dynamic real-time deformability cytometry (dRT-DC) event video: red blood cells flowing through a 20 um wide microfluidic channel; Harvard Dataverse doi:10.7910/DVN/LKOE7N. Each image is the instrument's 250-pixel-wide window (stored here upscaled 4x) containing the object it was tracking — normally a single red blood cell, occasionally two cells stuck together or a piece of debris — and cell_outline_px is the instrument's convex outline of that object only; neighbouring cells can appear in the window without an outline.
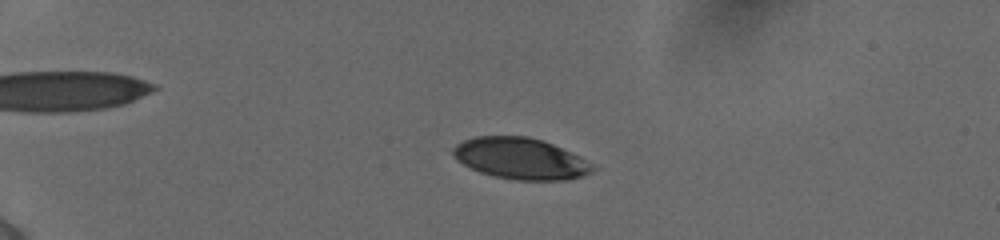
{"species": "human", "species_latin": "Homo sapiens", "temperature_condition": "cold", "stored_images_in_passage": 40, "camera_frame_rate_fps": 3000, "um_per_image_px": 0.085, "donor": {"sex": "female"}, "frame": {"image": 1, "passage_image": 7, "time_ms": 3.667, "image_size_px": [1000, 240], "cell_outline_px": [[596, 168], [592, 172], [584, 176], [564, 180], [516, 180], [496, 176], [480, 172], [456, 160], [452, 156], [452, 148], [456, 144], [464, 140], [476, 136], [528, 136], [552, 144], [580, 156], [592, 164]], "centroid_in_image_um": [44.24, 13.47], "position_along_channel_um": 40.8, "area_um2": 33.52}}
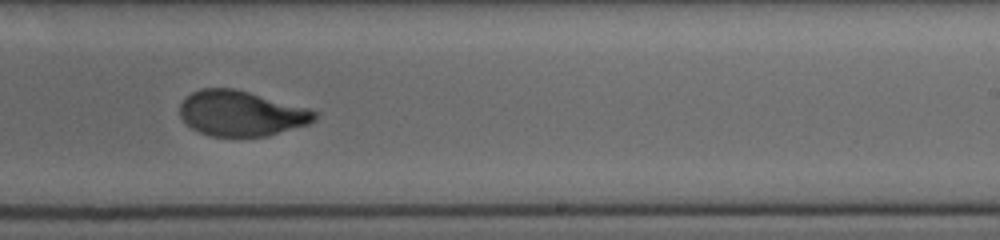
{"frame": {"image": 2, "passage_image": 25, "time_ms": 11.333, "image_size_px": [1000, 240], "cell_outline_px": [[316, 116], [308, 124], [268, 136], [212, 136], [200, 132], [192, 128], [180, 116], [180, 104], [192, 92], [200, 88], [232, 88], [248, 92], [308, 108], [316, 112]], "centroid_in_image_um": [20.48, 9.64], "position_along_channel_um": 268.5, "area_um2": 35.08}}
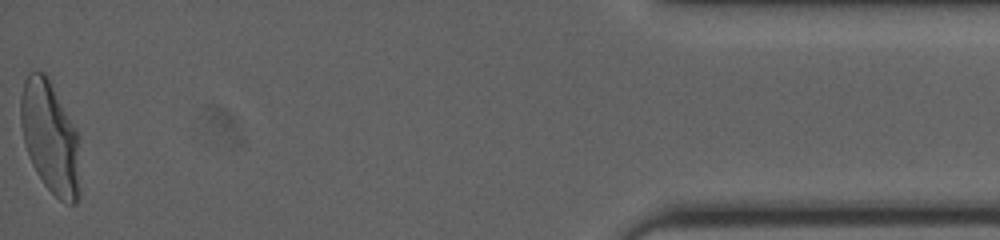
{"frame": {"image": 3, "passage_image": 40, "time_ms": 17.333, "image_size_px": [1000, 240], "cell_outline_px": [[80, 196], [76, 204], [68, 204], [60, 200], [44, 184], [36, 172], [32, 164], [24, 140], [20, 120], [20, 96], [24, 80], [28, 72], [44, 72], [80, 136]], "centroid_in_image_um": [4.29, 11.73], "position_along_channel_um": 430.9, "area_um2": 39.02}, "authors_computed_cell_mechanics": {"area_um2": 36.125, "velocity_mm_per_s": 3.8669, "shape_relaxation_time_tau1_ms": 4.1909, "shape_relaxation_time_tau2_ms": 0.8323, "deformation_change_tau1": 0.1908, "deformation_change_tau2": 0.0597}}